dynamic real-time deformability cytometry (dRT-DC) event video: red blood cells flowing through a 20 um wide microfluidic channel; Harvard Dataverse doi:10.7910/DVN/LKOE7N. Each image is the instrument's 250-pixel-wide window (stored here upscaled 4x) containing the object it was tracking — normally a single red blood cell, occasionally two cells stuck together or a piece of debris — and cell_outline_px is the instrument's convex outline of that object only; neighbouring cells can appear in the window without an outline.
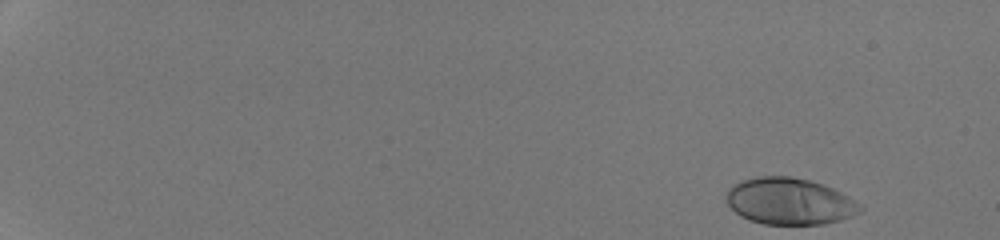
{"species": "human", "species_latin": "Homo sapiens", "temperature_condition": "room temperature", "stored_images_in_passage": 48, "camera_frame_rate_fps": 3000, "um_per_image_px": 0.085, "donor": {"sex": "male"}, "frame": {"image": 1, "passage_image": 1, "time_ms": 0.0, "image_size_px": [1000, 240], "cell_outline_px": [[864, 208], [860, 212], [852, 216], [840, 220], [824, 224], [764, 224], [748, 220], [740, 216], [724, 200], [724, 196], [728, 188], [732, 184], [756, 176], [792, 176], [808, 180], [832, 188], [848, 196], [860, 204]], "centroid_in_image_um": [67.07, 17.11], "position_along_channel_um": 17.9, "area_um2": 36.53}}
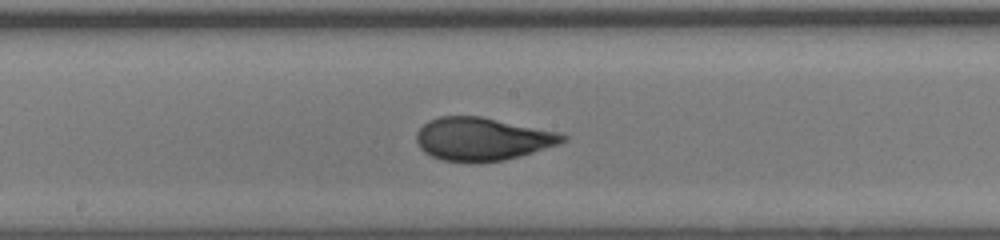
{"frame": {"image": 2, "passage_image": 28, "time_ms": 9.0, "image_size_px": [1000, 240], "cell_outline_px": [[568, 140], [560, 144], [520, 156], [504, 160], [480, 164], [472, 164], [440, 160], [424, 152], [420, 148], [416, 140], [416, 132], [428, 120], [440, 116], [480, 116], [560, 132], [568, 136]], "centroid_in_image_um": [41.0, 11.84], "position_along_channel_um": 207.2, "area_um2": 37.28}}
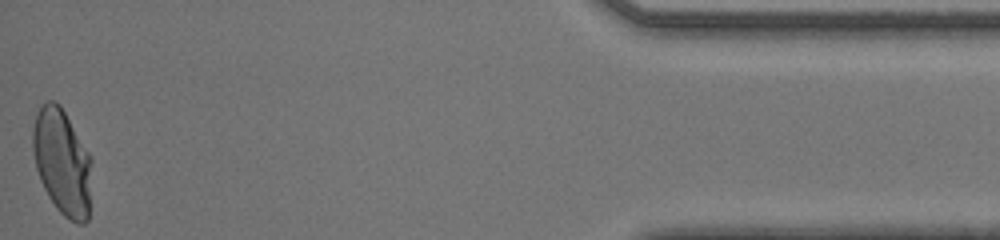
{"frame": {"image": 3, "passage_image": 48, "time_ms": 15.667, "image_size_px": [1000, 240], "cell_outline_px": [[92, 160], [88, 220], [84, 224], [76, 224], [68, 220], [56, 208], [48, 196], [40, 180], [36, 168], [32, 148], [32, 128], [36, 112], [48, 100], [56, 100], [60, 104], [92, 156]], "centroid_in_image_um": [5.29, 13.77], "position_along_channel_um": 429.9, "area_um2": 36.93}, "authors_computed_cell_mechanics": {"area_um2": 36.125, "velocity_mm_per_s": 4.2893, "shape_relaxation_time_tau1_ms": 8.9829, "shape_relaxation_time_tau2_ms": null, "deformation_change_tau1": 0.3272, "deformation_change_tau2": null}}